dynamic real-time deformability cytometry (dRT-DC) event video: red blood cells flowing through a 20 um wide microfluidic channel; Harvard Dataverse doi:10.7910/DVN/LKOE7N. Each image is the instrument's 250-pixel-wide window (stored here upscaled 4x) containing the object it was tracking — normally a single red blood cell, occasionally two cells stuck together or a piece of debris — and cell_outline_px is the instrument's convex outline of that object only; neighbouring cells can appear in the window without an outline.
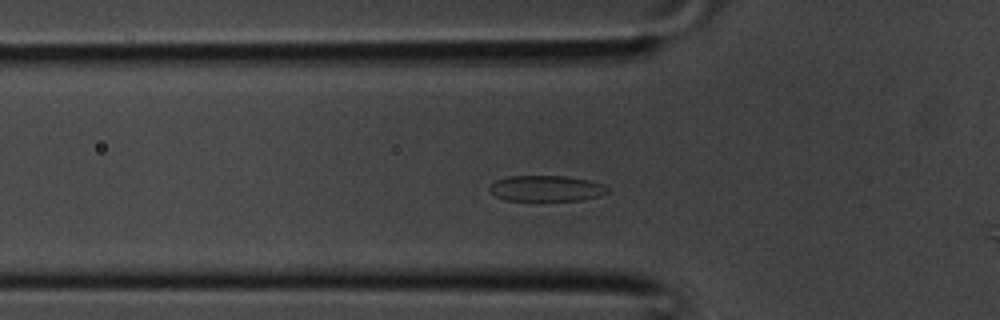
{"species": "common noctule bat (a hibernating species)", "species_latin": "Nyctalus noctula", "temperature_condition": "room temperature", "stored_images_in_passage": 26, "camera_frame_rate_fps": 3000, "um_per_image_px": 0.085, "animal": {"sex": "male", "body_mass_g": 20.1, "forearm_length_mm": 53.5}, "frame": {"image": 1, "passage_image": 2, "time_ms": 0.333, "image_size_px": [1000, 320], "cell_outline_px": [[608, 192], [600, 196], [580, 200], [504, 200], [496, 196], [488, 188], [496, 180], [508, 176], [564, 176], [588, 180], [604, 184], [608, 188]], "centroid_in_image_um": [46.44, 16.01], "position_along_channel_um": 79.4, "area_um2": 17.63}}
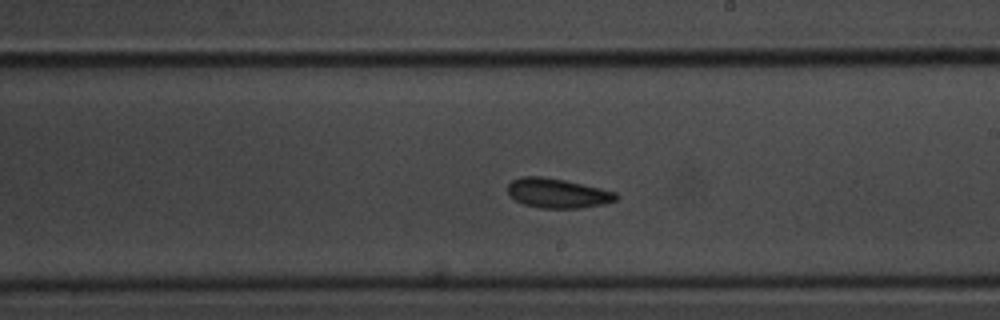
{"frame": {"image": 2, "passage_image": 11, "time_ms": 3.333, "image_size_px": [1000, 320], "cell_outline_px": [[620, 196], [616, 200], [604, 204], [580, 208], [540, 208], [524, 204], [516, 200], [508, 192], [508, 184], [512, 180], [520, 176], [544, 176], [564, 180], [600, 188], [616, 192]], "centroid_in_image_um": [47.4, 16.42], "position_along_channel_um": 241.6, "area_um2": 18.67}}
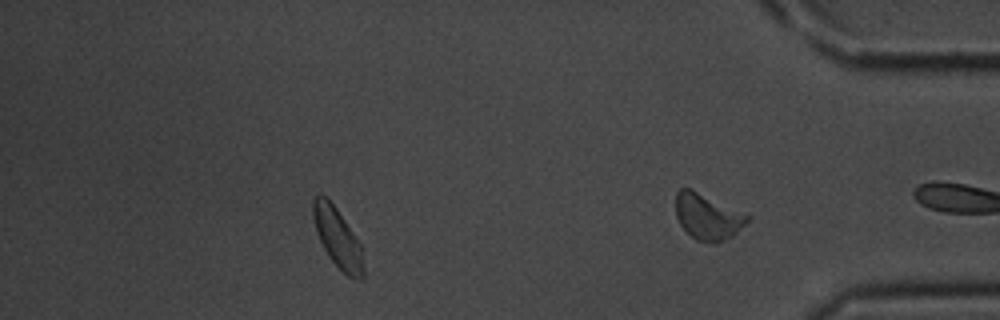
{"frame": {"image": 3, "passage_image": 23, "time_ms": 7.333, "image_size_px": [1000, 320], "cell_outline_px": [[364, 280], [360, 280], [348, 276], [328, 256], [316, 232], [312, 216], [312, 200], [320, 192], [336, 208], [360, 244], [364, 268]], "centroid_in_image_um": [28.68, 20.22], "position_along_channel_um": 406.5, "area_um2": 17.22}}